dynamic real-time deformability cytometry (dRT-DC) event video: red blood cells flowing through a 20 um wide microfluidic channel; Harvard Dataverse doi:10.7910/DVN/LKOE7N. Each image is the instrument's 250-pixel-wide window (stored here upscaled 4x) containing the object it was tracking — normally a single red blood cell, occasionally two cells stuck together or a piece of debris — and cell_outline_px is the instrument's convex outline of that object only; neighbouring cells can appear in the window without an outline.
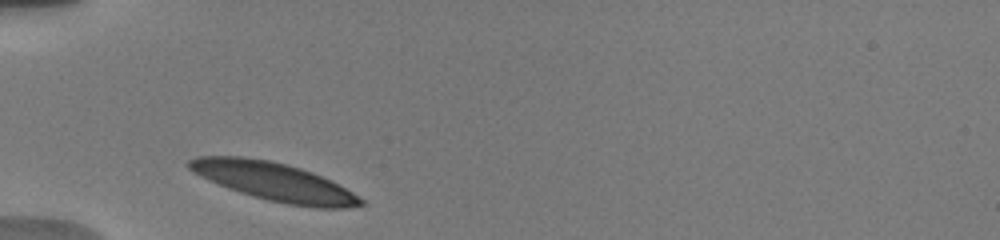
{"species": "human", "species_latin": "Homo sapiens", "temperature_condition": "warm", "stored_images_in_passage": 4, "camera_frame_rate_fps": 3000, "um_per_image_px": 0.085, "donor": {"sex": "male"}, "frame": {"image": 1, "passage_image": 1, "time_ms": 0.0, "image_size_px": [1000, 240], "cell_outline_px": [[364, 204], [348, 208], [316, 208], [288, 204], [268, 200], [252, 196], [228, 188], [208, 180], [192, 172], [184, 164], [188, 160], [196, 156], [240, 156], [268, 160], [300, 168], [312, 172], [332, 180], [352, 192], [364, 200]], "centroid_in_image_um": [23.27, 15.44], "position_along_channel_um": 61.7, "area_um2": 38.26}}
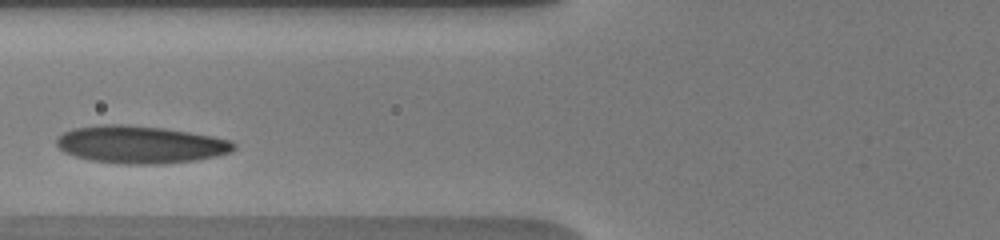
{"frame": {"image": 2, "passage_image": 3, "time_ms": 1.667, "image_size_px": [1000, 240], "cell_outline_px": [[236, 148], [228, 152], [216, 156], [196, 160], [164, 164], [124, 164], [92, 160], [76, 156], [64, 152], [56, 144], [56, 136], [64, 132], [76, 128], [104, 124], [120, 124], [164, 128], [212, 136], [228, 140], [236, 144]], "centroid_in_image_um": [11.92, 12.29], "position_along_channel_um": 113.9, "area_um2": 38.49}}